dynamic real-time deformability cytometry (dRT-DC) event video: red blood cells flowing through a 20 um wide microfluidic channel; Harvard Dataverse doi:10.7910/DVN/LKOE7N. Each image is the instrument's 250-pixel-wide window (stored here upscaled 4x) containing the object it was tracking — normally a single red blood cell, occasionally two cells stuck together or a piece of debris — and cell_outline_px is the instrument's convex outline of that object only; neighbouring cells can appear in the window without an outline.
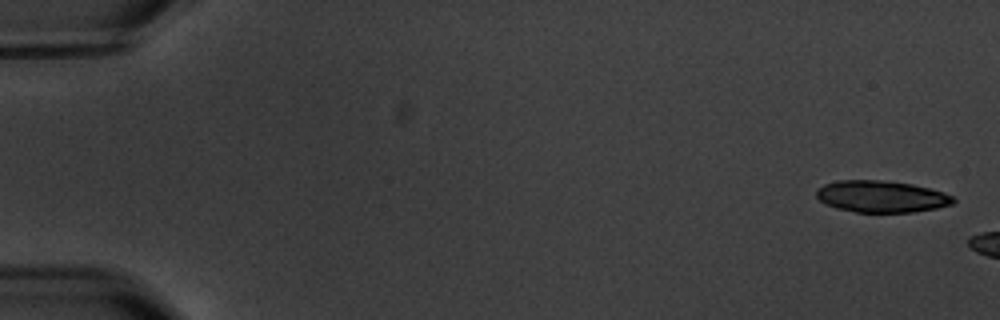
{"species": "common noctule bat (a hibernating species)", "species_latin": "Nyctalus noctula", "temperature_condition": "warm", "stored_images_in_passage": 7, "camera_frame_rate_fps": 3000, "um_per_image_px": 0.085, "animal": {"sex": "male", "body_mass_g": 20.1, "forearm_length_mm": 53.5}, "frame": {"image": 1, "passage_image": 1, "time_ms": 0.0, "image_size_px": [1000, 320], "cell_outline_px": [[956, 200], [952, 204], [936, 208], [912, 212], [856, 212], [836, 208], [824, 204], [816, 196], [816, 192], [824, 184], [836, 180], [880, 180], [912, 184], [944, 192], [952, 196]], "centroid_in_image_um": [74.9, 16.7], "position_along_channel_um": 10.1, "area_um2": 25.26}}
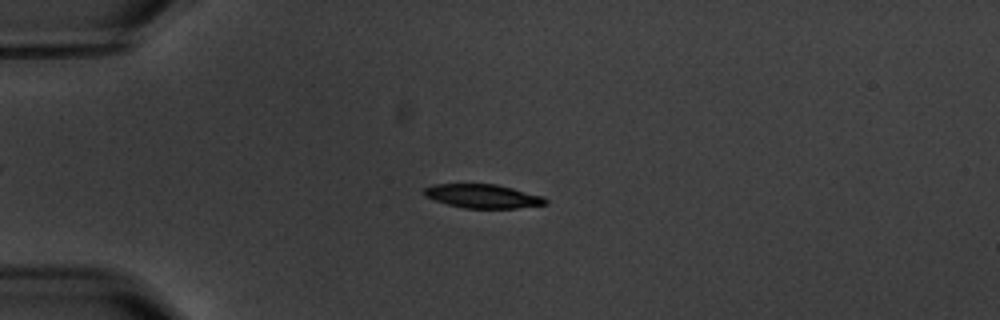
{"frame": {"image": 2, "passage_image": 6, "time_ms": 6.667, "image_size_px": [1000, 320], "cell_outline_px": [[548, 204], [516, 208], [464, 208], [448, 204], [424, 196], [420, 192], [424, 188], [432, 184], [496, 184], [544, 196], [548, 200]], "centroid_in_image_um": [41.03, 16.67], "position_along_channel_um": 44.0, "area_um2": 16.94}}